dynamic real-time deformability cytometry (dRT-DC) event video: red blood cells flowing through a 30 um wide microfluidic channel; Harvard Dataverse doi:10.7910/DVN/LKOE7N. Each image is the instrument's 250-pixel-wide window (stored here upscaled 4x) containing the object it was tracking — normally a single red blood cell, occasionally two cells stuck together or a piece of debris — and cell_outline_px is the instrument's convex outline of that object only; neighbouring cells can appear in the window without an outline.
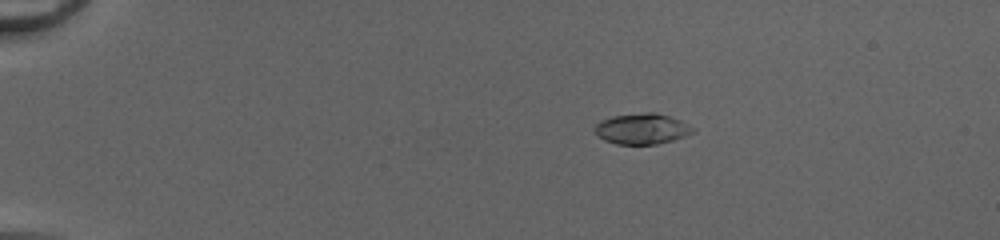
{"species": "common noctule bat (a hibernating species)", "species_latin": "Nyctalus noctula", "temperature_condition": "cold", "stored_images_in_passage": 42, "camera_frame_rate_fps": 3000, "um_per_image_px": 0.085, "animal": {"sex": "female", "body_mass_g": 20.0, "forearm_length_mm": 54.0}, "frame": {"image": 1, "passage_image": 2, "time_ms": 0.333, "image_size_px": [1000, 240], "cell_outline_px": [[696, 132], [672, 140], [656, 144], [616, 144], [604, 140], [592, 128], [600, 120], [612, 116], [644, 112], [656, 112], [680, 120], [696, 128]], "centroid_in_image_um": [54.57, 10.94], "position_along_channel_um": 30.4, "area_um2": 17.63}}
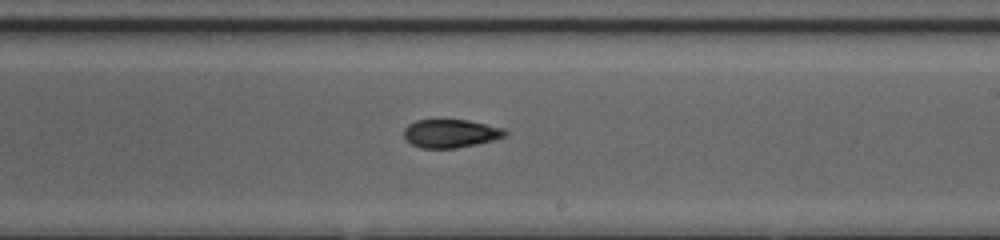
{"frame": {"image": 2, "passage_image": 24, "time_ms": 7.667, "image_size_px": [1000, 240], "cell_outline_px": [[508, 132], [504, 136], [492, 140], [476, 144], [456, 148], [420, 148], [412, 144], [404, 136], [404, 128], [408, 124], [416, 120], [468, 120], [504, 128]], "centroid_in_image_um": [38.29, 11.34], "position_along_channel_um": 250.7, "area_um2": 16.59}}
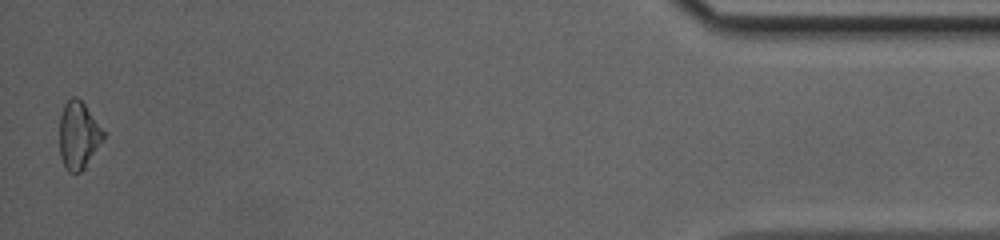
{"frame": {"image": 3, "passage_image": 42, "time_ms": 13.667, "image_size_px": [1000, 240], "cell_outline_px": [[104, 140], [84, 168], [80, 172], [68, 172], [64, 168], [60, 156], [60, 116], [64, 104], [72, 96], [76, 96], [84, 104], [104, 132]], "centroid_in_image_um": [6.65, 11.52], "position_along_channel_um": 428.5, "area_um2": 17.11}, "authors_computed_cell_mechanics": {"area_um2": 17.1666, "velocity_mm_per_s": 4.2212, "shape_relaxation_time_tau1_ms": null, "shape_relaxation_time_tau2_ms": 2.4887, "deformation_change_tau1": null, "deformation_change_tau2": 0.084}}